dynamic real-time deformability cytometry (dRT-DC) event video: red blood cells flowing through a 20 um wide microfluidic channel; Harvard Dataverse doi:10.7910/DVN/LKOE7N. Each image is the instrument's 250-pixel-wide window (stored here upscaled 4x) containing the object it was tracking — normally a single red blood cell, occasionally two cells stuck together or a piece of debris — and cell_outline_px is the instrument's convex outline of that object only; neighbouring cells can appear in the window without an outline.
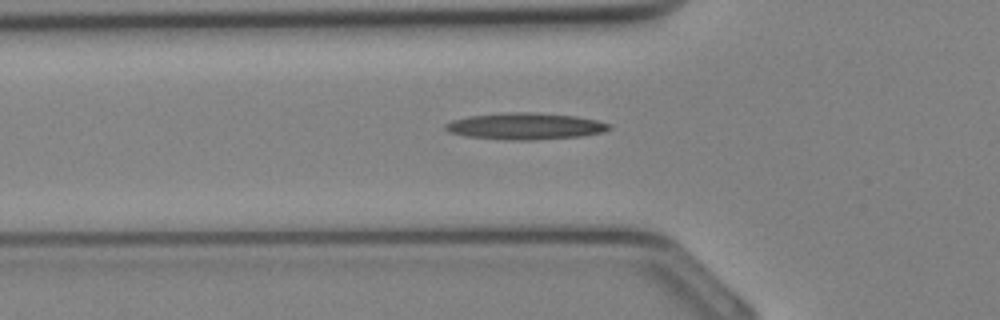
{"species": "Egyptian fruit bat (a non-hibernating species)", "species_latin": "Rousettus aegyptiacus", "temperature_condition": "cold", "stored_images_in_passage": 6, "camera_frame_rate_fps": 3000, "um_per_image_px": 0.085, "animal": {"sex": "female"}, "frame": {"image": 1, "passage_image": 3, "time_ms": 0.667, "image_size_px": [1000, 320], "cell_outline_px": [[612, 128], [604, 132], [580, 136], [532, 140], [508, 140], [464, 136], [448, 132], [444, 128], [444, 124], [452, 120], [468, 116], [508, 112], [536, 112], [576, 116], [596, 120], [612, 124]], "centroid_in_image_um": [44.64, 10.72], "position_along_channel_um": 81.2, "area_um2": 25.61}}
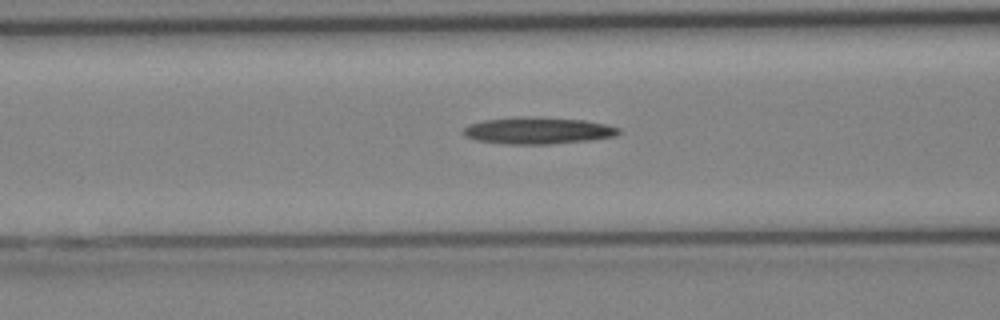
{"frame": {"image": 2, "passage_image": 5, "time_ms": 1.333, "image_size_px": [1000, 320], "cell_outline_px": [[620, 132], [616, 136], [592, 140], [548, 144], [508, 144], [476, 140], [464, 136], [460, 132], [468, 124], [484, 120], [520, 116], [532, 116], [584, 120], [604, 124], [620, 128]], "centroid_in_image_um": [45.69, 11.09], "position_along_channel_um": 120.9, "area_um2": 24.45}}